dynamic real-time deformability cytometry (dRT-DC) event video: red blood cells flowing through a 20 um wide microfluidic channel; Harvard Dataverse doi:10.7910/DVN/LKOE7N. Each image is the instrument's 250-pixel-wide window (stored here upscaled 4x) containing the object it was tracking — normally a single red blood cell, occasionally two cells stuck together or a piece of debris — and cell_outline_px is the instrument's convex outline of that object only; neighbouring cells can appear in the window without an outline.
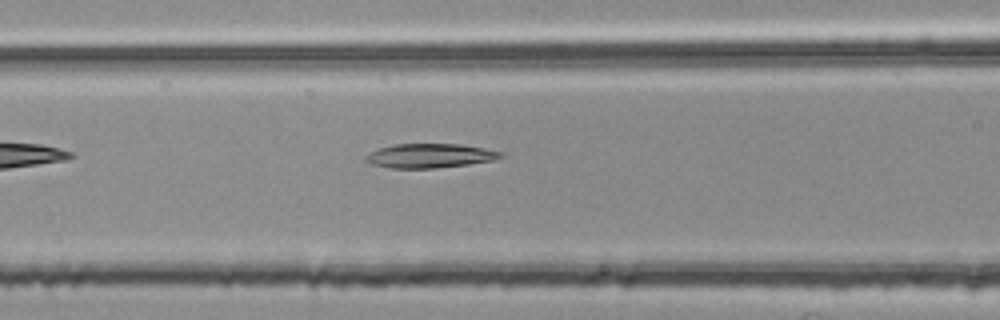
{"species": "common noctule bat (a hibernating species)", "species_latin": "Nyctalus noctula", "temperature_condition": "room temperature", "stored_images_in_passage": 32, "camera_frame_rate_fps": 3000, "um_per_image_px": 0.085, "animal": {"sex": "female", "body_mass_g": 25.1}, "frame": {"image": 1, "passage_image": 7, "time_ms": 2.0, "image_size_px": [1000, 320], "cell_outline_px": [[504, 156], [492, 160], [468, 164], [432, 168], [392, 168], [372, 164], [364, 160], [364, 156], [380, 148], [392, 144], [460, 144], [484, 148], [504, 152]], "centroid_in_image_um": [36.54, 13.23], "position_along_channel_um": 130.1, "area_um2": 18.9}}
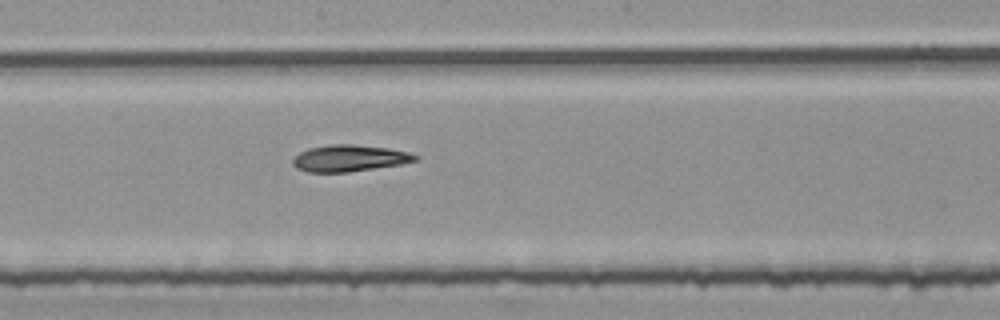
{"frame": {"image": 2, "passage_image": 14, "time_ms": 4.333, "image_size_px": [1000, 320], "cell_outline_px": [[420, 160], [400, 164], [348, 172], [308, 172], [296, 168], [292, 164], [292, 160], [300, 152], [308, 148], [328, 144], [352, 144], [388, 148], [408, 152], [420, 156]], "centroid_in_image_um": [29.7, 13.44], "position_along_channel_um": 218.5, "area_um2": 19.02}}
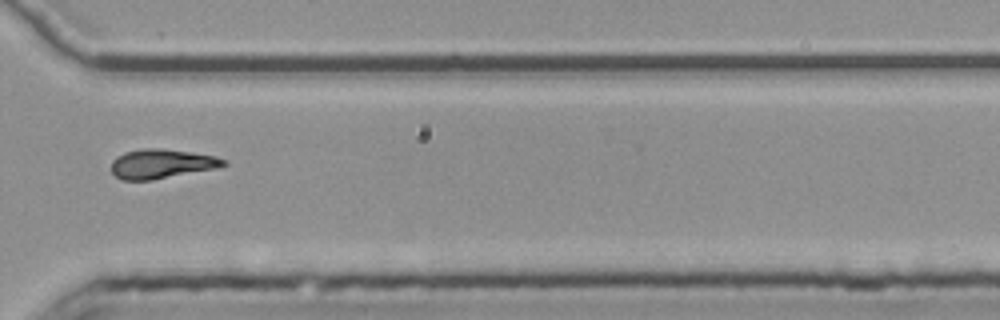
{"frame": {"image": 3, "passage_image": 25, "time_ms": 8.0, "image_size_px": [1000, 320], "cell_outline_px": [[228, 164], [216, 168], [152, 180], [120, 180], [112, 172], [112, 160], [116, 156], [124, 152], [140, 148], [160, 148], [216, 156], [224, 160]], "centroid_in_image_um": [13.69, 13.92], "position_along_channel_um": 356.9, "area_um2": 19.13}}